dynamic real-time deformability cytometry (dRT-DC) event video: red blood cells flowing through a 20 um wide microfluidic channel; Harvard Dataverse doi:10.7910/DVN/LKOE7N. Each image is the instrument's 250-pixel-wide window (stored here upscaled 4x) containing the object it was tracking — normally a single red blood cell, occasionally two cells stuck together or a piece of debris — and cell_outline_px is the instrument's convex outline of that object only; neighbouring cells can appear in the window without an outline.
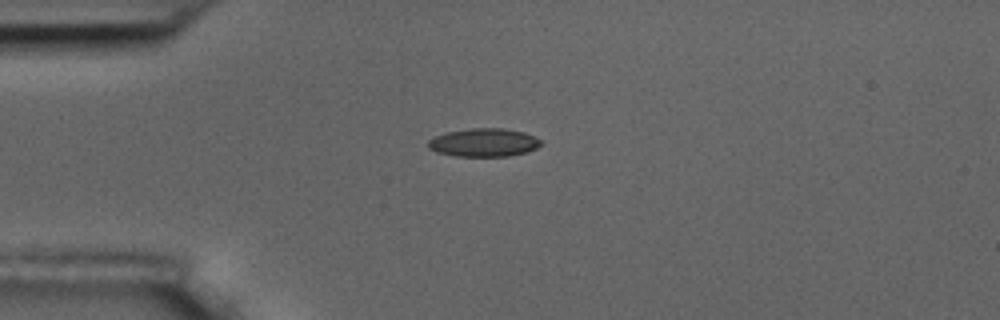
{"species": "common noctule bat (a hibernating species)", "species_latin": "Nyctalus noctula", "temperature_condition": "room temperature", "stored_images_in_passage": 7, "camera_frame_rate_fps": 3000, "um_per_image_px": 0.085, "animal": {"sex": "male", "body_mass_g": 17.5, "forearm_length_mm": 52.3}, "frame": {"image": 1, "passage_image": 1, "time_ms": 0.0, "image_size_px": [1000, 320], "cell_outline_px": [[544, 144], [536, 148], [524, 152], [508, 156], [456, 156], [436, 152], [428, 148], [428, 140], [436, 136], [448, 132], [472, 128], [504, 128], [524, 132], [544, 140]], "centroid_in_image_um": [41.16, 12.11], "position_along_channel_um": 43.8, "area_um2": 18.61}}
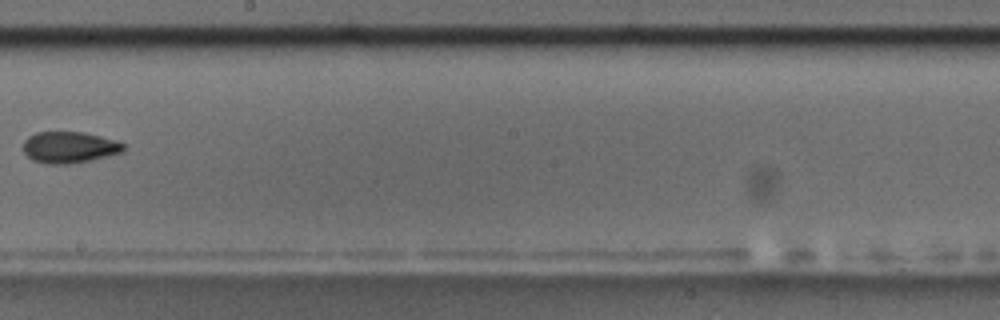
{"frame": {"image": 2, "passage_image": 6, "time_ms": 6.0, "image_size_px": [1000, 320], "cell_outline_px": [[124, 152], [108, 156], [68, 164], [48, 164], [32, 160], [24, 152], [24, 140], [28, 136], [36, 132], [84, 132], [100, 136], [124, 144]], "centroid_in_image_um": [5.87, 12.52], "position_along_channel_um": 242.3, "area_um2": 18.21}}
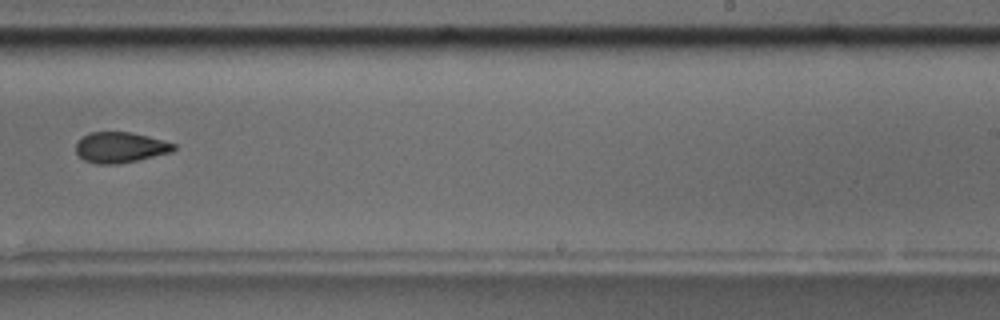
{"frame": {"image": 3, "passage_image": 7, "time_ms": 7.0, "image_size_px": [1000, 320], "cell_outline_px": [[176, 148], [172, 152], [136, 160], [116, 164], [96, 164], [84, 160], [76, 152], [76, 144], [88, 132], [132, 132], [148, 136], [176, 144]], "centroid_in_image_um": [10.23, 12.52], "position_along_channel_um": 278.8, "area_um2": 17.34}}